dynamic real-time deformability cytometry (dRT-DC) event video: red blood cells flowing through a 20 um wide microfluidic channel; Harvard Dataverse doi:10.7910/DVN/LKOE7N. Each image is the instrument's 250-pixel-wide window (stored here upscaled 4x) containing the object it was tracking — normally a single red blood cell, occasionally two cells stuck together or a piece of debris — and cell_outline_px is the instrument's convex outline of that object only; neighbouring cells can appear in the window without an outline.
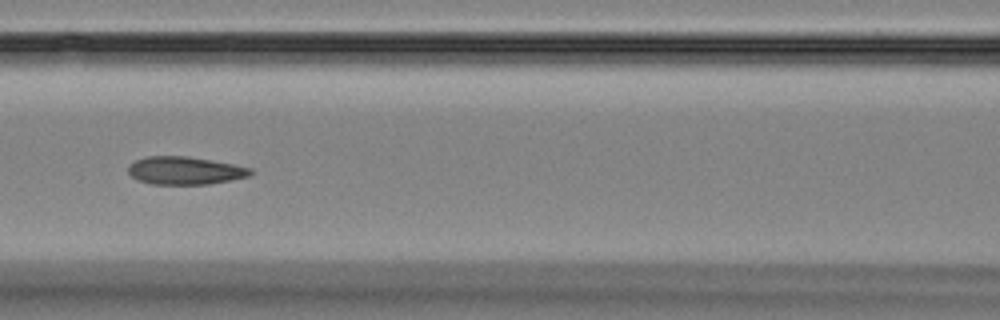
{"species": "Egyptian fruit bat (a non-hibernating species)", "species_latin": "Rousettus aegyptiacus", "temperature_condition": "room temperature", "stored_images_in_passage": 9, "camera_frame_rate_fps": 3000, "um_per_image_px": 0.085, "animal": {"sex": "female"}, "frame": {"image": 1, "passage_image": 8, "time_ms": 8.0, "image_size_px": [1000, 320], "cell_outline_px": [[256, 172], [248, 176], [208, 184], [152, 184], [140, 180], [132, 176], [128, 172], [128, 164], [136, 160], [148, 156], [188, 156], [212, 160], [252, 168]], "centroid_in_image_um": [15.73, 14.49], "position_along_channel_um": 150.9, "area_um2": 19.77}}
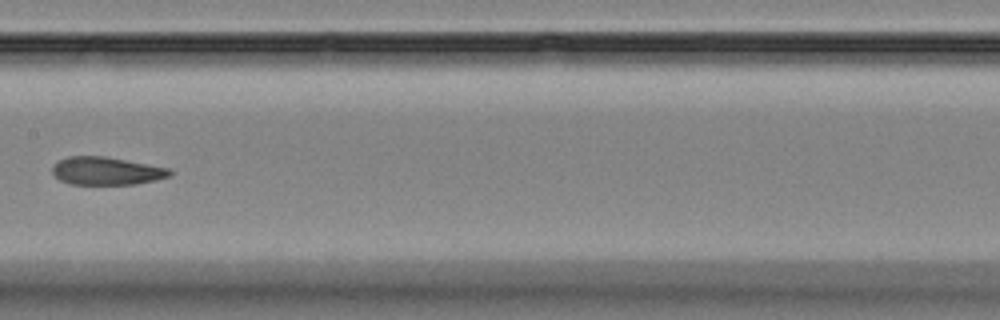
{"frame": {"image": 2, "passage_image": 9, "time_ms": 9.333, "image_size_px": [1000, 320], "cell_outline_px": [[172, 176], [156, 180], [136, 184], [68, 184], [60, 180], [52, 172], [52, 164], [68, 156], [104, 156], [168, 168], [172, 172]], "centroid_in_image_um": [9.03, 14.53], "position_along_channel_um": 198.4, "area_um2": 19.07}}